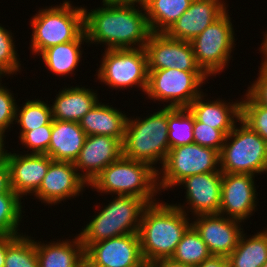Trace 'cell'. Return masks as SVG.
<instances>
[{"label":"cell","mask_w":267,"mask_h":267,"mask_svg":"<svg viewBox=\"0 0 267 267\" xmlns=\"http://www.w3.org/2000/svg\"><path fill=\"white\" fill-rule=\"evenodd\" d=\"M18 235H4L0 234V267H4L6 251L8 245L17 237Z\"/></svg>","instance_id":"cell-42"},{"label":"cell","mask_w":267,"mask_h":267,"mask_svg":"<svg viewBox=\"0 0 267 267\" xmlns=\"http://www.w3.org/2000/svg\"><path fill=\"white\" fill-rule=\"evenodd\" d=\"M234 32L226 10L190 42L198 65L208 76L219 74L227 67L236 45Z\"/></svg>","instance_id":"cell-10"},{"label":"cell","mask_w":267,"mask_h":267,"mask_svg":"<svg viewBox=\"0 0 267 267\" xmlns=\"http://www.w3.org/2000/svg\"><path fill=\"white\" fill-rule=\"evenodd\" d=\"M141 9L103 2V7L88 12L83 6L87 42L102 43L106 49L144 48L152 32Z\"/></svg>","instance_id":"cell-1"},{"label":"cell","mask_w":267,"mask_h":267,"mask_svg":"<svg viewBox=\"0 0 267 267\" xmlns=\"http://www.w3.org/2000/svg\"><path fill=\"white\" fill-rule=\"evenodd\" d=\"M102 59L96 74L100 82L115 89L138 86L145 93L148 64L144 48L106 49Z\"/></svg>","instance_id":"cell-11"},{"label":"cell","mask_w":267,"mask_h":267,"mask_svg":"<svg viewBox=\"0 0 267 267\" xmlns=\"http://www.w3.org/2000/svg\"><path fill=\"white\" fill-rule=\"evenodd\" d=\"M101 193L129 195L144 199L148 204L159 194L157 171L149 164L121 157L103 169L89 184Z\"/></svg>","instance_id":"cell-4"},{"label":"cell","mask_w":267,"mask_h":267,"mask_svg":"<svg viewBox=\"0 0 267 267\" xmlns=\"http://www.w3.org/2000/svg\"><path fill=\"white\" fill-rule=\"evenodd\" d=\"M247 94L259 105L267 107V67L261 63L259 76L248 87Z\"/></svg>","instance_id":"cell-39"},{"label":"cell","mask_w":267,"mask_h":267,"mask_svg":"<svg viewBox=\"0 0 267 267\" xmlns=\"http://www.w3.org/2000/svg\"><path fill=\"white\" fill-rule=\"evenodd\" d=\"M254 177L251 174L222 173L220 215L244 222L255 212L257 191Z\"/></svg>","instance_id":"cell-14"},{"label":"cell","mask_w":267,"mask_h":267,"mask_svg":"<svg viewBox=\"0 0 267 267\" xmlns=\"http://www.w3.org/2000/svg\"><path fill=\"white\" fill-rule=\"evenodd\" d=\"M203 95L202 92L187 108L197 121L220 129L225 135L229 134L241 119V101L226 103L217 98L215 101L205 102Z\"/></svg>","instance_id":"cell-21"},{"label":"cell","mask_w":267,"mask_h":267,"mask_svg":"<svg viewBox=\"0 0 267 267\" xmlns=\"http://www.w3.org/2000/svg\"><path fill=\"white\" fill-rule=\"evenodd\" d=\"M208 75L204 71L161 69L148 71L146 95L151 100L169 102L166 107L187 108L202 91Z\"/></svg>","instance_id":"cell-9"},{"label":"cell","mask_w":267,"mask_h":267,"mask_svg":"<svg viewBox=\"0 0 267 267\" xmlns=\"http://www.w3.org/2000/svg\"><path fill=\"white\" fill-rule=\"evenodd\" d=\"M170 148L194 143V115L188 108L167 107Z\"/></svg>","instance_id":"cell-29"},{"label":"cell","mask_w":267,"mask_h":267,"mask_svg":"<svg viewBox=\"0 0 267 267\" xmlns=\"http://www.w3.org/2000/svg\"><path fill=\"white\" fill-rule=\"evenodd\" d=\"M87 43L85 32H83L75 41L61 43L56 46L47 48L40 53L45 65L52 73L64 76L73 74L72 72L78 67L82 51L81 44Z\"/></svg>","instance_id":"cell-26"},{"label":"cell","mask_w":267,"mask_h":267,"mask_svg":"<svg viewBox=\"0 0 267 267\" xmlns=\"http://www.w3.org/2000/svg\"><path fill=\"white\" fill-rule=\"evenodd\" d=\"M135 267H149V263L146 261H143L140 265L135 266Z\"/></svg>","instance_id":"cell-47"},{"label":"cell","mask_w":267,"mask_h":267,"mask_svg":"<svg viewBox=\"0 0 267 267\" xmlns=\"http://www.w3.org/2000/svg\"><path fill=\"white\" fill-rule=\"evenodd\" d=\"M53 160L46 154L29 153L21 155L9 152L6 164L9 169L11 189L22 198L35 194Z\"/></svg>","instance_id":"cell-18"},{"label":"cell","mask_w":267,"mask_h":267,"mask_svg":"<svg viewBox=\"0 0 267 267\" xmlns=\"http://www.w3.org/2000/svg\"><path fill=\"white\" fill-rule=\"evenodd\" d=\"M161 166L157 171L159 192L175 188L186 177L218 171L219 152L195 143L178 146L170 148Z\"/></svg>","instance_id":"cell-8"},{"label":"cell","mask_w":267,"mask_h":267,"mask_svg":"<svg viewBox=\"0 0 267 267\" xmlns=\"http://www.w3.org/2000/svg\"><path fill=\"white\" fill-rule=\"evenodd\" d=\"M226 10L222 0H192L189 8L165 34L172 39L191 42Z\"/></svg>","instance_id":"cell-20"},{"label":"cell","mask_w":267,"mask_h":267,"mask_svg":"<svg viewBox=\"0 0 267 267\" xmlns=\"http://www.w3.org/2000/svg\"><path fill=\"white\" fill-rule=\"evenodd\" d=\"M264 41L263 43L261 44L262 46H260V50L261 52L264 54V58H263V61L262 63L267 67V32L265 34V37L263 38Z\"/></svg>","instance_id":"cell-46"},{"label":"cell","mask_w":267,"mask_h":267,"mask_svg":"<svg viewBox=\"0 0 267 267\" xmlns=\"http://www.w3.org/2000/svg\"><path fill=\"white\" fill-rule=\"evenodd\" d=\"M16 108V121L21 126V137L26 131L37 129L43 125H52V108L38 98L27 100L26 103ZM20 109V110H19Z\"/></svg>","instance_id":"cell-31"},{"label":"cell","mask_w":267,"mask_h":267,"mask_svg":"<svg viewBox=\"0 0 267 267\" xmlns=\"http://www.w3.org/2000/svg\"><path fill=\"white\" fill-rule=\"evenodd\" d=\"M52 125H43L34 130L26 131L20 142L24 147L32 149L31 153L46 154L51 140Z\"/></svg>","instance_id":"cell-37"},{"label":"cell","mask_w":267,"mask_h":267,"mask_svg":"<svg viewBox=\"0 0 267 267\" xmlns=\"http://www.w3.org/2000/svg\"><path fill=\"white\" fill-rule=\"evenodd\" d=\"M227 259L229 267H262L267 262V228L249 238L242 233Z\"/></svg>","instance_id":"cell-27"},{"label":"cell","mask_w":267,"mask_h":267,"mask_svg":"<svg viewBox=\"0 0 267 267\" xmlns=\"http://www.w3.org/2000/svg\"><path fill=\"white\" fill-rule=\"evenodd\" d=\"M185 206L154 202L141 217L139 238L144 261L171 258L183 234L191 226Z\"/></svg>","instance_id":"cell-2"},{"label":"cell","mask_w":267,"mask_h":267,"mask_svg":"<svg viewBox=\"0 0 267 267\" xmlns=\"http://www.w3.org/2000/svg\"><path fill=\"white\" fill-rule=\"evenodd\" d=\"M86 267H135L144 259L138 233L90 244L84 250Z\"/></svg>","instance_id":"cell-12"},{"label":"cell","mask_w":267,"mask_h":267,"mask_svg":"<svg viewBox=\"0 0 267 267\" xmlns=\"http://www.w3.org/2000/svg\"><path fill=\"white\" fill-rule=\"evenodd\" d=\"M226 135L220 130L199 122L194 117L193 139L195 144L221 151Z\"/></svg>","instance_id":"cell-36"},{"label":"cell","mask_w":267,"mask_h":267,"mask_svg":"<svg viewBox=\"0 0 267 267\" xmlns=\"http://www.w3.org/2000/svg\"><path fill=\"white\" fill-rule=\"evenodd\" d=\"M222 172L196 174L184 178L177 186L186 189L187 209L195 216L219 214Z\"/></svg>","instance_id":"cell-19"},{"label":"cell","mask_w":267,"mask_h":267,"mask_svg":"<svg viewBox=\"0 0 267 267\" xmlns=\"http://www.w3.org/2000/svg\"><path fill=\"white\" fill-rule=\"evenodd\" d=\"M196 217L194 216L191 225L199 233L211 255L228 257L237 247L239 238L244 232L240 225L242 222L220 214Z\"/></svg>","instance_id":"cell-16"},{"label":"cell","mask_w":267,"mask_h":267,"mask_svg":"<svg viewBox=\"0 0 267 267\" xmlns=\"http://www.w3.org/2000/svg\"><path fill=\"white\" fill-rule=\"evenodd\" d=\"M20 199L16 193L0 194V234L21 235L18 232L23 212Z\"/></svg>","instance_id":"cell-33"},{"label":"cell","mask_w":267,"mask_h":267,"mask_svg":"<svg viewBox=\"0 0 267 267\" xmlns=\"http://www.w3.org/2000/svg\"><path fill=\"white\" fill-rule=\"evenodd\" d=\"M80 172L72 162L52 161L34 196L51 205L61 203L67 198H76L84 191L85 186H89Z\"/></svg>","instance_id":"cell-15"},{"label":"cell","mask_w":267,"mask_h":267,"mask_svg":"<svg viewBox=\"0 0 267 267\" xmlns=\"http://www.w3.org/2000/svg\"><path fill=\"white\" fill-rule=\"evenodd\" d=\"M87 135L79 122L52 120L48 155L53 161L74 163L78 158Z\"/></svg>","instance_id":"cell-22"},{"label":"cell","mask_w":267,"mask_h":267,"mask_svg":"<svg viewBox=\"0 0 267 267\" xmlns=\"http://www.w3.org/2000/svg\"><path fill=\"white\" fill-rule=\"evenodd\" d=\"M239 123V127L235 124L226 135L219 152L220 171L251 175L267 173V142L241 119Z\"/></svg>","instance_id":"cell-7"},{"label":"cell","mask_w":267,"mask_h":267,"mask_svg":"<svg viewBox=\"0 0 267 267\" xmlns=\"http://www.w3.org/2000/svg\"><path fill=\"white\" fill-rule=\"evenodd\" d=\"M167 107L163 106L146 118L127 117L124 140L122 142L123 157L149 164L156 171L155 163L163 165L168 151Z\"/></svg>","instance_id":"cell-3"},{"label":"cell","mask_w":267,"mask_h":267,"mask_svg":"<svg viewBox=\"0 0 267 267\" xmlns=\"http://www.w3.org/2000/svg\"><path fill=\"white\" fill-rule=\"evenodd\" d=\"M149 267H193V266L176 262L171 258H164L149 262Z\"/></svg>","instance_id":"cell-43"},{"label":"cell","mask_w":267,"mask_h":267,"mask_svg":"<svg viewBox=\"0 0 267 267\" xmlns=\"http://www.w3.org/2000/svg\"><path fill=\"white\" fill-rule=\"evenodd\" d=\"M192 0H149L145 6L151 32L165 33L189 8Z\"/></svg>","instance_id":"cell-28"},{"label":"cell","mask_w":267,"mask_h":267,"mask_svg":"<svg viewBox=\"0 0 267 267\" xmlns=\"http://www.w3.org/2000/svg\"><path fill=\"white\" fill-rule=\"evenodd\" d=\"M0 78V132L5 131L16 120V100L10 90L1 85Z\"/></svg>","instance_id":"cell-38"},{"label":"cell","mask_w":267,"mask_h":267,"mask_svg":"<svg viewBox=\"0 0 267 267\" xmlns=\"http://www.w3.org/2000/svg\"><path fill=\"white\" fill-rule=\"evenodd\" d=\"M97 93L84 87H66L56 94L53 102L52 119L79 122L99 101Z\"/></svg>","instance_id":"cell-23"},{"label":"cell","mask_w":267,"mask_h":267,"mask_svg":"<svg viewBox=\"0 0 267 267\" xmlns=\"http://www.w3.org/2000/svg\"><path fill=\"white\" fill-rule=\"evenodd\" d=\"M65 0L59 6L40 9L32 16V54L61 43L75 41L84 32L83 8L74 7Z\"/></svg>","instance_id":"cell-6"},{"label":"cell","mask_w":267,"mask_h":267,"mask_svg":"<svg viewBox=\"0 0 267 267\" xmlns=\"http://www.w3.org/2000/svg\"><path fill=\"white\" fill-rule=\"evenodd\" d=\"M15 193L10 186L9 169L6 162L0 164V194Z\"/></svg>","instance_id":"cell-40"},{"label":"cell","mask_w":267,"mask_h":267,"mask_svg":"<svg viewBox=\"0 0 267 267\" xmlns=\"http://www.w3.org/2000/svg\"><path fill=\"white\" fill-rule=\"evenodd\" d=\"M59 242L35 241L39 267H84V247L79 236Z\"/></svg>","instance_id":"cell-25"},{"label":"cell","mask_w":267,"mask_h":267,"mask_svg":"<svg viewBox=\"0 0 267 267\" xmlns=\"http://www.w3.org/2000/svg\"><path fill=\"white\" fill-rule=\"evenodd\" d=\"M122 156L121 140L107 135H89L74 165L77 171L82 170V178L90 184L103 169Z\"/></svg>","instance_id":"cell-17"},{"label":"cell","mask_w":267,"mask_h":267,"mask_svg":"<svg viewBox=\"0 0 267 267\" xmlns=\"http://www.w3.org/2000/svg\"><path fill=\"white\" fill-rule=\"evenodd\" d=\"M13 41L12 33L0 24V78L7 74L13 75L15 72L17 74L21 70Z\"/></svg>","instance_id":"cell-35"},{"label":"cell","mask_w":267,"mask_h":267,"mask_svg":"<svg viewBox=\"0 0 267 267\" xmlns=\"http://www.w3.org/2000/svg\"><path fill=\"white\" fill-rule=\"evenodd\" d=\"M148 1L149 0H102V2L109 5L135 6V3H138L140 8H145Z\"/></svg>","instance_id":"cell-44"},{"label":"cell","mask_w":267,"mask_h":267,"mask_svg":"<svg viewBox=\"0 0 267 267\" xmlns=\"http://www.w3.org/2000/svg\"><path fill=\"white\" fill-rule=\"evenodd\" d=\"M148 71L178 69L203 71L198 65L190 42L169 38L165 33H151L144 47Z\"/></svg>","instance_id":"cell-13"},{"label":"cell","mask_w":267,"mask_h":267,"mask_svg":"<svg viewBox=\"0 0 267 267\" xmlns=\"http://www.w3.org/2000/svg\"><path fill=\"white\" fill-rule=\"evenodd\" d=\"M207 245L201 239L199 233L191 225L183 234L171 259L189 266H197L209 258Z\"/></svg>","instance_id":"cell-30"},{"label":"cell","mask_w":267,"mask_h":267,"mask_svg":"<svg viewBox=\"0 0 267 267\" xmlns=\"http://www.w3.org/2000/svg\"><path fill=\"white\" fill-rule=\"evenodd\" d=\"M195 267H229L227 257L211 255Z\"/></svg>","instance_id":"cell-41"},{"label":"cell","mask_w":267,"mask_h":267,"mask_svg":"<svg viewBox=\"0 0 267 267\" xmlns=\"http://www.w3.org/2000/svg\"><path fill=\"white\" fill-rule=\"evenodd\" d=\"M244 99L241 120L267 142V107L257 104L247 93Z\"/></svg>","instance_id":"cell-34"},{"label":"cell","mask_w":267,"mask_h":267,"mask_svg":"<svg viewBox=\"0 0 267 267\" xmlns=\"http://www.w3.org/2000/svg\"><path fill=\"white\" fill-rule=\"evenodd\" d=\"M4 267H39L35 241L18 235L8 245Z\"/></svg>","instance_id":"cell-32"},{"label":"cell","mask_w":267,"mask_h":267,"mask_svg":"<svg viewBox=\"0 0 267 267\" xmlns=\"http://www.w3.org/2000/svg\"><path fill=\"white\" fill-rule=\"evenodd\" d=\"M127 116L117 108L99 101L79 121L87 136L107 135L123 142Z\"/></svg>","instance_id":"cell-24"},{"label":"cell","mask_w":267,"mask_h":267,"mask_svg":"<svg viewBox=\"0 0 267 267\" xmlns=\"http://www.w3.org/2000/svg\"><path fill=\"white\" fill-rule=\"evenodd\" d=\"M4 137H5V134L0 132V164L6 162V159H7V150L4 148Z\"/></svg>","instance_id":"cell-45"},{"label":"cell","mask_w":267,"mask_h":267,"mask_svg":"<svg viewBox=\"0 0 267 267\" xmlns=\"http://www.w3.org/2000/svg\"><path fill=\"white\" fill-rule=\"evenodd\" d=\"M148 203L136 196L117 195L78 234L84 250L92 243L138 233Z\"/></svg>","instance_id":"cell-5"}]
</instances>
